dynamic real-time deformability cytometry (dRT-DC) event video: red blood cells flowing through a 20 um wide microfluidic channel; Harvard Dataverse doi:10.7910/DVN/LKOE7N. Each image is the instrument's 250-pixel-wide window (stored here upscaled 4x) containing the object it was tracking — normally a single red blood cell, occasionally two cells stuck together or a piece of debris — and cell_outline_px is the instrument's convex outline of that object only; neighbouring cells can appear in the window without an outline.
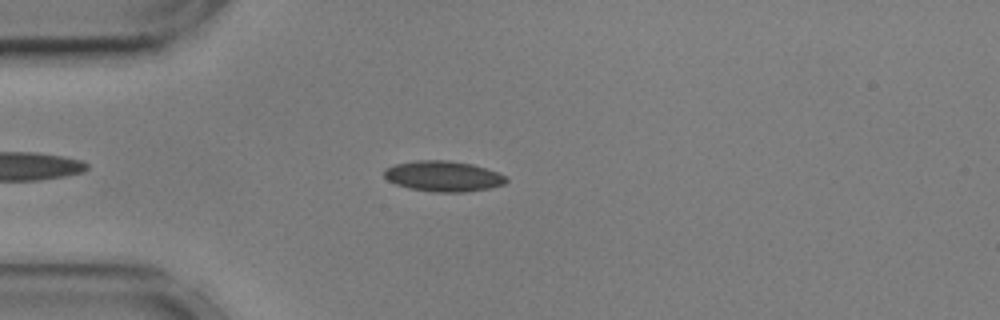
{"species": "common noctule bat (a hibernating species)", "species_latin": "Nyctalus noctula", "temperature_condition": "cold", "stored_images_in_passage": 45, "camera_frame_rate_fps": 3000, "um_per_image_px": 0.085, "animal": {"sex": "male", "body_mass_g": 17.9, "forearm_length_mm": 54.2}, "frame": {"image": 1, "passage_image": 4, "time_ms": 1.0, "image_size_px": [1000, 320], "cell_outline_px": [[508, 180], [504, 184], [488, 188], [464, 192], [436, 192], [408, 188], [396, 184], [388, 180], [384, 176], [384, 168], [396, 164], [416, 160], [448, 160], [472, 164], [496, 172], [504, 176]], "centroid_in_image_um": [37.64, 14.97], "position_along_channel_um": 47.4, "area_um2": 21.56}}
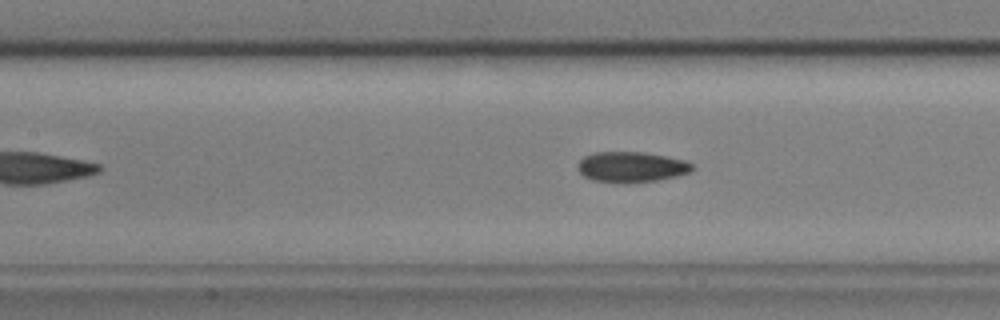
{"frame": {"image": 2, "passage_image": 14, "time_ms": 4.333, "image_size_px": [1000, 320], "cell_outline_px": [[696, 168], [688, 172], [676, 176], [656, 180], [628, 184], [620, 184], [592, 180], [584, 176], [576, 168], [580, 160], [584, 156], [596, 152], [644, 152], [684, 160], [692, 164]], "centroid_in_image_um": [53.63, 14.21], "position_along_channel_um": 153.8, "area_um2": 20.52}}
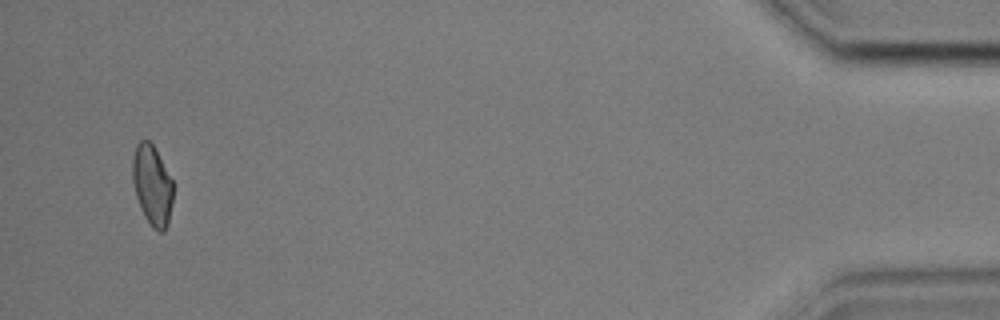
{"frame": {"image": 3, "passage_image": 43, "time_ms": 14.0, "image_size_px": [1000, 320], "cell_outline_px": [[172, 204], [168, 224], [164, 232], [160, 232], [152, 228], [144, 216], [136, 196], [132, 180], [132, 160], [136, 144], [140, 140], [148, 140], [156, 148], [172, 180]], "centroid_in_image_um": [12.93, 15.74], "position_along_channel_um": 422.3, "area_um2": 19.07}, "authors_computed_cell_mechanics": {"area_um2": 20.1722, "velocity_mm_per_s": 3.5929, "shape_relaxation_time_tau1_ms": 9.6426, "shape_relaxation_time_tau2_ms": 4.5803, "deformation_change_tau1": 0.1611, "deformation_change_tau2": 0.0737}}